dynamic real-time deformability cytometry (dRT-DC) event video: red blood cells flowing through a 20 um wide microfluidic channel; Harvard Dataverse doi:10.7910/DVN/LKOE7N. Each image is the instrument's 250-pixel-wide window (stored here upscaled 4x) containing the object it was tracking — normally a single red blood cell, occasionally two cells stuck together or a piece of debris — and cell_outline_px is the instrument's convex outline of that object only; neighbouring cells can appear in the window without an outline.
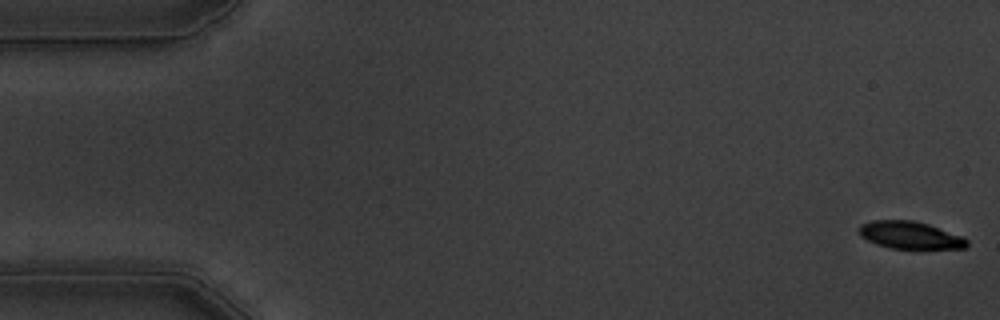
{"species": "common noctule bat (a hibernating species)", "species_latin": "Nyctalus noctula", "temperature_condition": "warm", "stored_images_in_passage": 56, "camera_frame_rate_fps": 3000, "um_per_image_px": 0.085, "animal": {"sex": "male", "body_mass_g": 19.5, "forearm_length_mm": 54.6}, "frame": {"image": 1, "passage_image": 1, "time_ms": 0.0, "image_size_px": [1000, 320], "cell_outline_px": [[968, 244], [964, 248], [892, 248], [876, 244], [860, 236], [860, 224], [872, 220], [912, 220], [928, 224], [960, 236], [968, 240]], "centroid_in_image_um": [77.32, 19.98], "position_along_channel_um": 7.7, "area_um2": 16.88}}
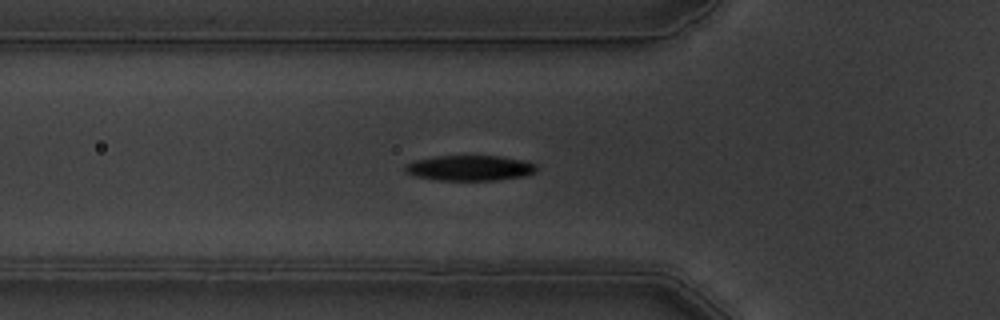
{"frame": {"image": 2, "passage_image": 19, "time_ms": 6.0, "image_size_px": [1000, 320], "cell_outline_px": [[536, 172], [524, 176], [496, 180], [440, 180], [416, 176], [404, 172], [404, 164], [416, 160], [436, 156], [500, 156], [524, 160], [536, 164]], "centroid_in_image_um": [39.93, 14.27], "position_along_channel_um": 85.9, "area_um2": 19.42}}
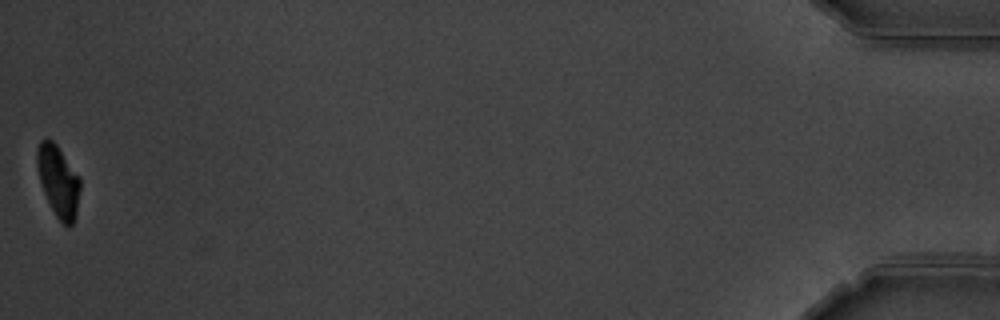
{"frame": {"image": 3, "passage_image": 56, "time_ms": 18.333, "image_size_px": [1000, 320], "cell_outline_px": [[80, 188], [76, 216], [72, 224], [68, 228], [56, 216], [44, 192], [40, 180], [36, 164], [36, 148], [40, 140], [52, 140], [56, 144], [80, 176]], "centroid_in_image_um": [4.96, 15.38], "position_along_channel_um": 430.2, "area_um2": 17.86}, "authors_computed_cell_mechanics": {"area_um2": 19.363, "velocity_mm_per_s": 3.5893, "shape_relaxation_time_tau1_ms": 3.8443, "shape_relaxation_time_tau2_ms": 5.2673, "deformation_change_tau1": 0.1777, "deformation_change_tau2": 0.0832}}